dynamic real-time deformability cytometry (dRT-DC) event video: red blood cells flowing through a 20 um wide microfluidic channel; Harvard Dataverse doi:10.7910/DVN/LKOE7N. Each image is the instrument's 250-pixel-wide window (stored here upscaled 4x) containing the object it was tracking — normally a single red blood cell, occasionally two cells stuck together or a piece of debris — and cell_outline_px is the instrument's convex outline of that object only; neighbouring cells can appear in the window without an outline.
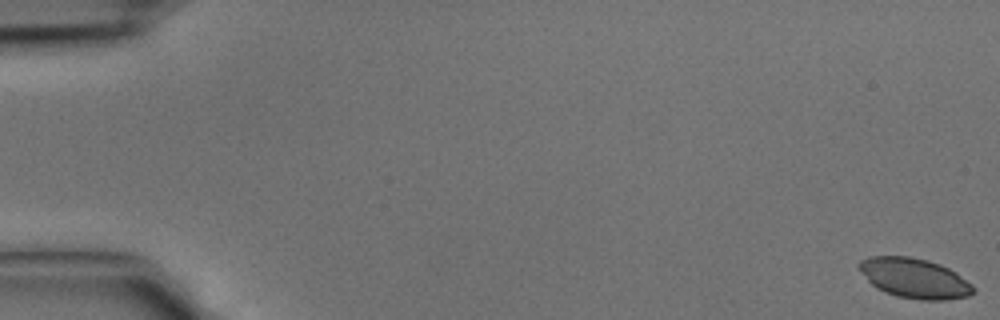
{"species": "common noctule bat (a hibernating species)", "species_latin": "Nyctalus noctula", "temperature_condition": "cold", "stored_images_in_passage": 43, "camera_frame_rate_fps": 3000, "um_per_image_px": 0.085, "animal": {"sex": "male", "body_mass_g": 15.6}, "frame": {"image": 1, "passage_image": 1, "time_ms": 0.0, "image_size_px": [1000, 320], "cell_outline_px": [[976, 288], [968, 296], [944, 300], [920, 300], [896, 296], [884, 292], [876, 288], [868, 280], [856, 264], [860, 260], [868, 256], [908, 256], [928, 260], [940, 264], [956, 272], [972, 284]], "centroid_in_image_um": [77.72, 23.64], "position_along_channel_um": 7.3, "area_um2": 26.65}}
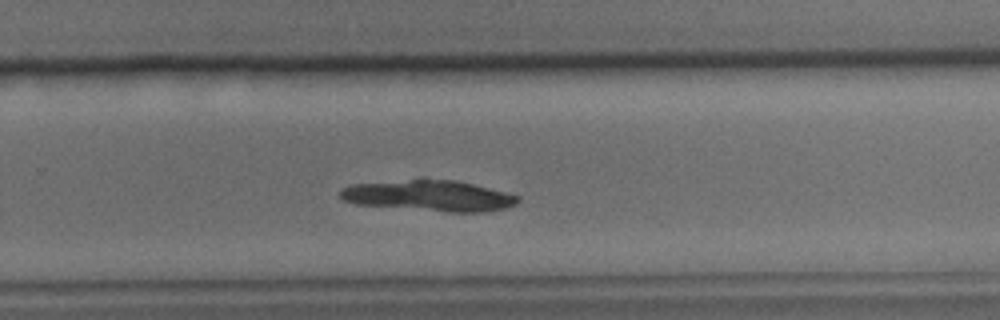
{"frame": {"image": 2, "passage_image": 29, "time_ms": 9.333, "image_size_px": [1000, 320], "cell_outline_px": [[520, 200], [516, 204], [504, 208], [484, 212], [448, 212], [356, 204], [344, 200], [340, 196], [340, 188], [352, 184], [420, 176], [424, 176], [456, 180], [520, 196]], "centroid_in_image_um": [36.41, 16.59], "position_along_channel_um": 293.4, "area_um2": 32.95}}
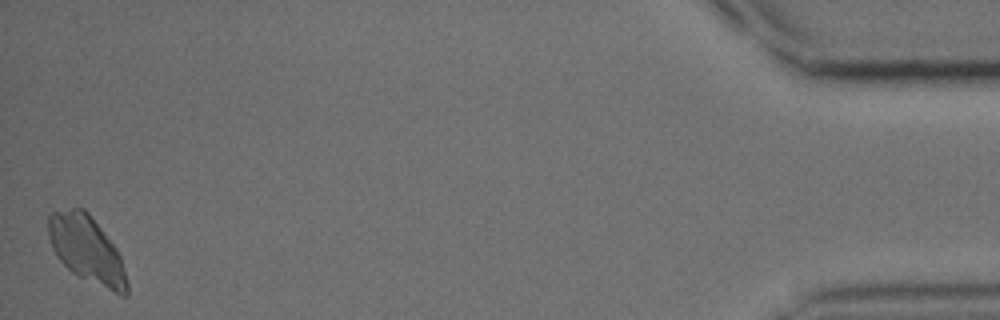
{"frame": {"image": 3, "passage_image": 43, "time_ms": 14.0, "image_size_px": [1000, 320], "cell_outline_px": [[128, 296], [120, 296], [72, 272], [56, 256], [52, 248], [48, 236], [48, 216], [52, 212], [72, 208], [84, 208], [88, 212], [116, 248], [120, 256], [128, 284]], "centroid_in_image_um": [7.37, 21.21], "position_along_channel_um": 427.8, "area_um2": 30.35}}